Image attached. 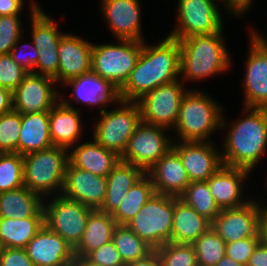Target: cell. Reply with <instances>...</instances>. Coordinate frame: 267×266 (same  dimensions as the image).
Instances as JSON below:
<instances>
[{
    "instance_id": "31",
    "label": "cell",
    "mask_w": 267,
    "mask_h": 266,
    "mask_svg": "<svg viewBox=\"0 0 267 266\" xmlns=\"http://www.w3.org/2000/svg\"><path fill=\"white\" fill-rule=\"evenodd\" d=\"M44 199L27 187L0 193V218L23 219L44 216Z\"/></svg>"
},
{
    "instance_id": "41",
    "label": "cell",
    "mask_w": 267,
    "mask_h": 266,
    "mask_svg": "<svg viewBox=\"0 0 267 266\" xmlns=\"http://www.w3.org/2000/svg\"><path fill=\"white\" fill-rule=\"evenodd\" d=\"M28 74L12 58L11 54L0 55V86L13 92Z\"/></svg>"
},
{
    "instance_id": "6",
    "label": "cell",
    "mask_w": 267,
    "mask_h": 266,
    "mask_svg": "<svg viewBox=\"0 0 267 266\" xmlns=\"http://www.w3.org/2000/svg\"><path fill=\"white\" fill-rule=\"evenodd\" d=\"M117 44H94L91 53V71L109 81L118 90L127 81L135 67L143 41L116 39Z\"/></svg>"
},
{
    "instance_id": "37",
    "label": "cell",
    "mask_w": 267,
    "mask_h": 266,
    "mask_svg": "<svg viewBox=\"0 0 267 266\" xmlns=\"http://www.w3.org/2000/svg\"><path fill=\"white\" fill-rule=\"evenodd\" d=\"M23 155L16 152L0 153V193L24 186Z\"/></svg>"
},
{
    "instance_id": "16",
    "label": "cell",
    "mask_w": 267,
    "mask_h": 266,
    "mask_svg": "<svg viewBox=\"0 0 267 266\" xmlns=\"http://www.w3.org/2000/svg\"><path fill=\"white\" fill-rule=\"evenodd\" d=\"M190 182L207 181L222 165L220 150L211 141H174Z\"/></svg>"
},
{
    "instance_id": "5",
    "label": "cell",
    "mask_w": 267,
    "mask_h": 266,
    "mask_svg": "<svg viewBox=\"0 0 267 266\" xmlns=\"http://www.w3.org/2000/svg\"><path fill=\"white\" fill-rule=\"evenodd\" d=\"M23 162L25 187L43 199L51 198L50 195L55 196L58 192L57 195H61L69 150L53 146L23 155Z\"/></svg>"
},
{
    "instance_id": "28",
    "label": "cell",
    "mask_w": 267,
    "mask_h": 266,
    "mask_svg": "<svg viewBox=\"0 0 267 266\" xmlns=\"http://www.w3.org/2000/svg\"><path fill=\"white\" fill-rule=\"evenodd\" d=\"M211 226L210 220L199 215L196 210L180 198L174 197L171 242L192 244Z\"/></svg>"
},
{
    "instance_id": "27",
    "label": "cell",
    "mask_w": 267,
    "mask_h": 266,
    "mask_svg": "<svg viewBox=\"0 0 267 266\" xmlns=\"http://www.w3.org/2000/svg\"><path fill=\"white\" fill-rule=\"evenodd\" d=\"M145 174L141 168L120 160L106 177V196L99 210L113 215L119 208L128 190Z\"/></svg>"
},
{
    "instance_id": "20",
    "label": "cell",
    "mask_w": 267,
    "mask_h": 266,
    "mask_svg": "<svg viewBox=\"0 0 267 266\" xmlns=\"http://www.w3.org/2000/svg\"><path fill=\"white\" fill-rule=\"evenodd\" d=\"M245 67L244 107L267 109V50L250 37Z\"/></svg>"
},
{
    "instance_id": "21",
    "label": "cell",
    "mask_w": 267,
    "mask_h": 266,
    "mask_svg": "<svg viewBox=\"0 0 267 266\" xmlns=\"http://www.w3.org/2000/svg\"><path fill=\"white\" fill-rule=\"evenodd\" d=\"M24 249L34 266H66L74 259L72 247L45 224Z\"/></svg>"
},
{
    "instance_id": "40",
    "label": "cell",
    "mask_w": 267,
    "mask_h": 266,
    "mask_svg": "<svg viewBox=\"0 0 267 266\" xmlns=\"http://www.w3.org/2000/svg\"><path fill=\"white\" fill-rule=\"evenodd\" d=\"M21 15L0 16V55L9 54L23 35Z\"/></svg>"
},
{
    "instance_id": "46",
    "label": "cell",
    "mask_w": 267,
    "mask_h": 266,
    "mask_svg": "<svg viewBox=\"0 0 267 266\" xmlns=\"http://www.w3.org/2000/svg\"><path fill=\"white\" fill-rule=\"evenodd\" d=\"M223 5L226 7V11H229L228 14L233 13L235 16L241 17L244 13L248 12V9L251 8L253 0H222Z\"/></svg>"
},
{
    "instance_id": "48",
    "label": "cell",
    "mask_w": 267,
    "mask_h": 266,
    "mask_svg": "<svg viewBox=\"0 0 267 266\" xmlns=\"http://www.w3.org/2000/svg\"><path fill=\"white\" fill-rule=\"evenodd\" d=\"M246 266H267V246L259 242Z\"/></svg>"
},
{
    "instance_id": "34",
    "label": "cell",
    "mask_w": 267,
    "mask_h": 266,
    "mask_svg": "<svg viewBox=\"0 0 267 266\" xmlns=\"http://www.w3.org/2000/svg\"><path fill=\"white\" fill-rule=\"evenodd\" d=\"M112 242L125 265L146 257L154 250L127 225H117L115 227Z\"/></svg>"
},
{
    "instance_id": "30",
    "label": "cell",
    "mask_w": 267,
    "mask_h": 266,
    "mask_svg": "<svg viewBox=\"0 0 267 266\" xmlns=\"http://www.w3.org/2000/svg\"><path fill=\"white\" fill-rule=\"evenodd\" d=\"M51 147L49 112L21 114L18 154L25 155Z\"/></svg>"
},
{
    "instance_id": "45",
    "label": "cell",
    "mask_w": 267,
    "mask_h": 266,
    "mask_svg": "<svg viewBox=\"0 0 267 266\" xmlns=\"http://www.w3.org/2000/svg\"><path fill=\"white\" fill-rule=\"evenodd\" d=\"M0 266H34L23 248H2Z\"/></svg>"
},
{
    "instance_id": "55",
    "label": "cell",
    "mask_w": 267,
    "mask_h": 266,
    "mask_svg": "<svg viewBox=\"0 0 267 266\" xmlns=\"http://www.w3.org/2000/svg\"><path fill=\"white\" fill-rule=\"evenodd\" d=\"M69 266H80L74 259L69 262Z\"/></svg>"
},
{
    "instance_id": "17",
    "label": "cell",
    "mask_w": 267,
    "mask_h": 266,
    "mask_svg": "<svg viewBox=\"0 0 267 266\" xmlns=\"http://www.w3.org/2000/svg\"><path fill=\"white\" fill-rule=\"evenodd\" d=\"M106 190V177L76 168L68 162L61 192L62 196L95 210L102 207Z\"/></svg>"
},
{
    "instance_id": "53",
    "label": "cell",
    "mask_w": 267,
    "mask_h": 266,
    "mask_svg": "<svg viewBox=\"0 0 267 266\" xmlns=\"http://www.w3.org/2000/svg\"><path fill=\"white\" fill-rule=\"evenodd\" d=\"M215 266H244L240 263L235 262L234 260H232L230 257L228 256H224L217 265Z\"/></svg>"
},
{
    "instance_id": "38",
    "label": "cell",
    "mask_w": 267,
    "mask_h": 266,
    "mask_svg": "<svg viewBox=\"0 0 267 266\" xmlns=\"http://www.w3.org/2000/svg\"><path fill=\"white\" fill-rule=\"evenodd\" d=\"M156 251L160 266H198L191 244L167 242Z\"/></svg>"
},
{
    "instance_id": "42",
    "label": "cell",
    "mask_w": 267,
    "mask_h": 266,
    "mask_svg": "<svg viewBox=\"0 0 267 266\" xmlns=\"http://www.w3.org/2000/svg\"><path fill=\"white\" fill-rule=\"evenodd\" d=\"M260 242V237H247L235 242L226 243L225 255L244 266Z\"/></svg>"
},
{
    "instance_id": "23",
    "label": "cell",
    "mask_w": 267,
    "mask_h": 266,
    "mask_svg": "<svg viewBox=\"0 0 267 266\" xmlns=\"http://www.w3.org/2000/svg\"><path fill=\"white\" fill-rule=\"evenodd\" d=\"M146 174L151 178L154 191L158 194L179 198L190 184L179 154L173 148L162 156Z\"/></svg>"
},
{
    "instance_id": "35",
    "label": "cell",
    "mask_w": 267,
    "mask_h": 266,
    "mask_svg": "<svg viewBox=\"0 0 267 266\" xmlns=\"http://www.w3.org/2000/svg\"><path fill=\"white\" fill-rule=\"evenodd\" d=\"M179 198L211 222L221 211L210 193L207 181L190 182Z\"/></svg>"
},
{
    "instance_id": "4",
    "label": "cell",
    "mask_w": 267,
    "mask_h": 266,
    "mask_svg": "<svg viewBox=\"0 0 267 266\" xmlns=\"http://www.w3.org/2000/svg\"><path fill=\"white\" fill-rule=\"evenodd\" d=\"M223 110L210 95L195 89L188 90L174 127L180 139L174 141H210L209 137L214 132L223 130L228 124Z\"/></svg>"
},
{
    "instance_id": "29",
    "label": "cell",
    "mask_w": 267,
    "mask_h": 266,
    "mask_svg": "<svg viewBox=\"0 0 267 266\" xmlns=\"http://www.w3.org/2000/svg\"><path fill=\"white\" fill-rule=\"evenodd\" d=\"M116 226L117 223L112 215L99 209L92 210L87 218L82 238L73 249L74 257H86L90 252L111 242Z\"/></svg>"
},
{
    "instance_id": "8",
    "label": "cell",
    "mask_w": 267,
    "mask_h": 266,
    "mask_svg": "<svg viewBox=\"0 0 267 266\" xmlns=\"http://www.w3.org/2000/svg\"><path fill=\"white\" fill-rule=\"evenodd\" d=\"M173 215L174 197L154 193L126 225L156 250L171 242Z\"/></svg>"
},
{
    "instance_id": "22",
    "label": "cell",
    "mask_w": 267,
    "mask_h": 266,
    "mask_svg": "<svg viewBox=\"0 0 267 266\" xmlns=\"http://www.w3.org/2000/svg\"><path fill=\"white\" fill-rule=\"evenodd\" d=\"M72 101L60 97L49 111V130L53 146L72 149L82 136V116Z\"/></svg>"
},
{
    "instance_id": "18",
    "label": "cell",
    "mask_w": 267,
    "mask_h": 266,
    "mask_svg": "<svg viewBox=\"0 0 267 266\" xmlns=\"http://www.w3.org/2000/svg\"><path fill=\"white\" fill-rule=\"evenodd\" d=\"M101 9L110 31L117 39L144 41L140 0H102Z\"/></svg>"
},
{
    "instance_id": "13",
    "label": "cell",
    "mask_w": 267,
    "mask_h": 266,
    "mask_svg": "<svg viewBox=\"0 0 267 266\" xmlns=\"http://www.w3.org/2000/svg\"><path fill=\"white\" fill-rule=\"evenodd\" d=\"M187 91L179 79L146 93L137 101L142 121L168 130L174 129Z\"/></svg>"
},
{
    "instance_id": "9",
    "label": "cell",
    "mask_w": 267,
    "mask_h": 266,
    "mask_svg": "<svg viewBox=\"0 0 267 266\" xmlns=\"http://www.w3.org/2000/svg\"><path fill=\"white\" fill-rule=\"evenodd\" d=\"M32 2L30 7L32 42L39 54L35 66V73L55 79L58 85L59 54L58 45L62 36L58 24L40 8V5Z\"/></svg>"
},
{
    "instance_id": "51",
    "label": "cell",
    "mask_w": 267,
    "mask_h": 266,
    "mask_svg": "<svg viewBox=\"0 0 267 266\" xmlns=\"http://www.w3.org/2000/svg\"><path fill=\"white\" fill-rule=\"evenodd\" d=\"M260 242L267 246V209H264L259 219Z\"/></svg>"
},
{
    "instance_id": "52",
    "label": "cell",
    "mask_w": 267,
    "mask_h": 266,
    "mask_svg": "<svg viewBox=\"0 0 267 266\" xmlns=\"http://www.w3.org/2000/svg\"><path fill=\"white\" fill-rule=\"evenodd\" d=\"M251 37L265 50H267V39L263 37V35L258 32H251Z\"/></svg>"
},
{
    "instance_id": "12",
    "label": "cell",
    "mask_w": 267,
    "mask_h": 266,
    "mask_svg": "<svg viewBox=\"0 0 267 266\" xmlns=\"http://www.w3.org/2000/svg\"><path fill=\"white\" fill-rule=\"evenodd\" d=\"M166 128L141 122L134 134L128 140V144L121 161L141 168L145 173L172 147L174 140Z\"/></svg>"
},
{
    "instance_id": "2",
    "label": "cell",
    "mask_w": 267,
    "mask_h": 266,
    "mask_svg": "<svg viewBox=\"0 0 267 266\" xmlns=\"http://www.w3.org/2000/svg\"><path fill=\"white\" fill-rule=\"evenodd\" d=\"M243 111L247 115L228 126L221 156L224 165L251 172L267 151V109L243 107Z\"/></svg>"
},
{
    "instance_id": "7",
    "label": "cell",
    "mask_w": 267,
    "mask_h": 266,
    "mask_svg": "<svg viewBox=\"0 0 267 266\" xmlns=\"http://www.w3.org/2000/svg\"><path fill=\"white\" fill-rule=\"evenodd\" d=\"M118 108L104 110L94 123L93 137L97 143L121 156L128 140L142 122L138 102L119 100Z\"/></svg>"
},
{
    "instance_id": "11",
    "label": "cell",
    "mask_w": 267,
    "mask_h": 266,
    "mask_svg": "<svg viewBox=\"0 0 267 266\" xmlns=\"http://www.w3.org/2000/svg\"><path fill=\"white\" fill-rule=\"evenodd\" d=\"M177 2L178 24L169 33V37L180 40L193 35L223 32V18L215 0H178Z\"/></svg>"
},
{
    "instance_id": "54",
    "label": "cell",
    "mask_w": 267,
    "mask_h": 266,
    "mask_svg": "<svg viewBox=\"0 0 267 266\" xmlns=\"http://www.w3.org/2000/svg\"><path fill=\"white\" fill-rule=\"evenodd\" d=\"M74 260L80 265V266H100L98 264H95L88 260L86 257H74Z\"/></svg>"
},
{
    "instance_id": "25",
    "label": "cell",
    "mask_w": 267,
    "mask_h": 266,
    "mask_svg": "<svg viewBox=\"0 0 267 266\" xmlns=\"http://www.w3.org/2000/svg\"><path fill=\"white\" fill-rule=\"evenodd\" d=\"M64 85L74 89L69 95L73 101L90 107L100 105V113L107 108L108 104H114L120 100L118 89L92 71L70 79Z\"/></svg>"
},
{
    "instance_id": "43",
    "label": "cell",
    "mask_w": 267,
    "mask_h": 266,
    "mask_svg": "<svg viewBox=\"0 0 267 266\" xmlns=\"http://www.w3.org/2000/svg\"><path fill=\"white\" fill-rule=\"evenodd\" d=\"M22 38L23 37H20L18 39L17 43L12 48L10 54H11L13 60L18 65H20L24 70H26L28 73H35V66L38 62L39 54H38L37 49L35 48L34 44L33 43L31 44V42L25 43L21 46L20 41Z\"/></svg>"
},
{
    "instance_id": "14",
    "label": "cell",
    "mask_w": 267,
    "mask_h": 266,
    "mask_svg": "<svg viewBox=\"0 0 267 266\" xmlns=\"http://www.w3.org/2000/svg\"><path fill=\"white\" fill-rule=\"evenodd\" d=\"M54 85L53 78L28 73L12 92L13 109L21 114L49 112L63 94Z\"/></svg>"
},
{
    "instance_id": "33",
    "label": "cell",
    "mask_w": 267,
    "mask_h": 266,
    "mask_svg": "<svg viewBox=\"0 0 267 266\" xmlns=\"http://www.w3.org/2000/svg\"><path fill=\"white\" fill-rule=\"evenodd\" d=\"M154 193L151 178L145 174L128 190L119 208L112 215L117 225L128 224Z\"/></svg>"
},
{
    "instance_id": "36",
    "label": "cell",
    "mask_w": 267,
    "mask_h": 266,
    "mask_svg": "<svg viewBox=\"0 0 267 266\" xmlns=\"http://www.w3.org/2000/svg\"><path fill=\"white\" fill-rule=\"evenodd\" d=\"M198 266H215L225 256L224 240L210 227L191 244Z\"/></svg>"
},
{
    "instance_id": "15",
    "label": "cell",
    "mask_w": 267,
    "mask_h": 266,
    "mask_svg": "<svg viewBox=\"0 0 267 266\" xmlns=\"http://www.w3.org/2000/svg\"><path fill=\"white\" fill-rule=\"evenodd\" d=\"M254 199L238 208L222 209L212 221V228L224 240L231 243L247 237H260L259 219L265 209Z\"/></svg>"
},
{
    "instance_id": "47",
    "label": "cell",
    "mask_w": 267,
    "mask_h": 266,
    "mask_svg": "<svg viewBox=\"0 0 267 266\" xmlns=\"http://www.w3.org/2000/svg\"><path fill=\"white\" fill-rule=\"evenodd\" d=\"M24 6V0H0V16L19 15Z\"/></svg>"
},
{
    "instance_id": "32",
    "label": "cell",
    "mask_w": 267,
    "mask_h": 266,
    "mask_svg": "<svg viewBox=\"0 0 267 266\" xmlns=\"http://www.w3.org/2000/svg\"><path fill=\"white\" fill-rule=\"evenodd\" d=\"M43 226L44 216L0 218V244L2 248L24 249Z\"/></svg>"
},
{
    "instance_id": "19",
    "label": "cell",
    "mask_w": 267,
    "mask_h": 266,
    "mask_svg": "<svg viewBox=\"0 0 267 266\" xmlns=\"http://www.w3.org/2000/svg\"><path fill=\"white\" fill-rule=\"evenodd\" d=\"M251 173L244 168L222 165L208 180L210 193L220 210L238 208L249 202L243 198V184Z\"/></svg>"
},
{
    "instance_id": "1",
    "label": "cell",
    "mask_w": 267,
    "mask_h": 266,
    "mask_svg": "<svg viewBox=\"0 0 267 266\" xmlns=\"http://www.w3.org/2000/svg\"><path fill=\"white\" fill-rule=\"evenodd\" d=\"M180 42L165 37L150 46L143 41L139 59L125 84L118 90L120 100L137 102L146 93L179 80Z\"/></svg>"
},
{
    "instance_id": "3",
    "label": "cell",
    "mask_w": 267,
    "mask_h": 266,
    "mask_svg": "<svg viewBox=\"0 0 267 266\" xmlns=\"http://www.w3.org/2000/svg\"><path fill=\"white\" fill-rule=\"evenodd\" d=\"M223 32L193 35L180 42V77L184 83L226 72L231 60Z\"/></svg>"
},
{
    "instance_id": "26",
    "label": "cell",
    "mask_w": 267,
    "mask_h": 266,
    "mask_svg": "<svg viewBox=\"0 0 267 266\" xmlns=\"http://www.w3.org/2000/svg\"><path fill=\"white\" fill-rule=\"evenodd\" d=\"M120 160L116 152L106 149L94 139L87 143H79L72 151L69 150V162L74 167L101 177H107Z\"/></svg>"
},
{
    "instance_id": "49",
    "label": "cell",
    "mask_w": 267,
    "mask_h": 266,
    "mask_svg": "<svg viewBox=\"0 0 267 266\" xmlns=\"http://www.w3.org/2000/svg\"><path fill=\"white\" fill-rule=\"evenodd\" d=\"M13 109L12 92L0 86V116Z\"/></svg>"
},
{
    "instance_id": "44",
    "label": "cell",
    "mask_w": 267,
    "mask_h": 266,
    "mask_svg": "<svg viewBox=\"0 0 267 266\" xmlns=\"http://www.w3.org/2000/svg\"><path fill=\"white\" fill-rule=\"evenodd\" d=\"M86 258L100 266H125L112 241L90 252Z\"/></svg>"
},
{
    "instance_id": "24",
    "label": "cell",
    "mask_w": 267,
    "mask_h": 266,
    "mask_svg": "<svg viewBox=\"0 0 267 266\" xmlns=\"http://www.w3.org/2000/svg\"><path fill=\"white\" fill-rule=\"evenodd\" d=\"M93 43L74 34H64L58 45L59 70L58 82L91 72V53Z\"/></svg>"
},
{
    "instance_id": "50",
    "label": "cell",
    "mask_w": 267,
    "mask_h": 266,
    "mask_svg": "<svg viewBox=\"0 0 267 266\" xmlns=\"http://www.w3.org/2000/svg\"><path fill=\"white\" fill-rule=\"evenodd\" d=\"M125 266H160L158 253L153 250L149 255L142 259H138L134 262L128 263Z\"/></svg>"
},
{
    "instance_id": "10",
    "label": "cell",
    "mask_w": 267,
    "mask_h": 266,
    "mask_svg": "<svg viewBox=\"0 0 267 266\" xmlns=\"http://www.w3.org/2000/svg\"><path fill=\"white\" fill-rule=\"evenodd\" d=\"M46 199L51 201H45ZM43 210L44 224L74 249L82 238L87 218L93 209L62 195H56L51 199H44Z\"/></svg>"
},
{
    "instance_id": "39",
    "label": "cell",
    "mask_w": 267,
    "mask_h": 266,
    "mask_svg": "<svg viewBox=\"0 0 267 266\" xmlns=\"http://www.w3.org/2000/svg\"><path fill=\"white\" fill-rule=\"evenodd\" d=\"M21 113L12 109L0 116V153H18Z\"/></svg>"
}]
</instances>
